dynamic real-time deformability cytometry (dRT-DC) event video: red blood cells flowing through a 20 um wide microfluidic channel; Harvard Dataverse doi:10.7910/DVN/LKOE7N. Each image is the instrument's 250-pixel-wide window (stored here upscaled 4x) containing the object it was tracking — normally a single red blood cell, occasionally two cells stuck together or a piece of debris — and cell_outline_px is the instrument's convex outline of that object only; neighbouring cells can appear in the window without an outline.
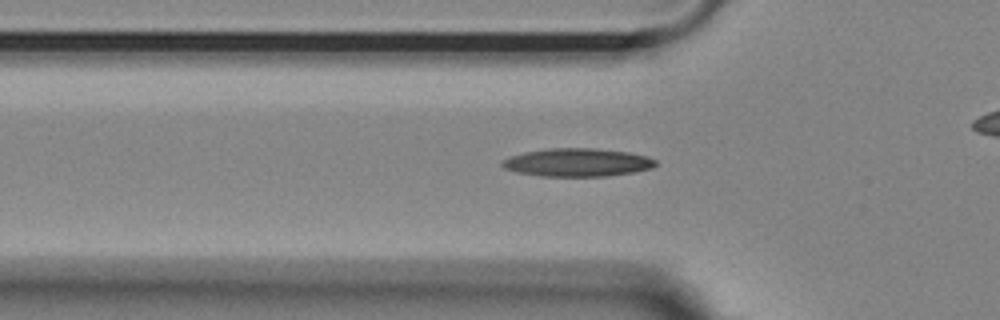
{"species": "Egyptian fruit bat (a non-hibernating species)", "species_latin": "Rousettus aegyptiacus", "temperature_condition": "room temperature", "stored_images_in_passage": 39, "camera_frame_rate_fps": 3000, "um_per_image_px": 0.085, "animal": {"sex": "female"}, "frame": {"image": 1, "passage_image": 12, "time_ms": 3.667, "image_size_px": [1000, 320], "cell_outline_px": [[656, 164], [652, 168], [636, 172], [608, 176], [540, 176], [516, 172], [504, 168], [500, 164], [500, 160], [524, 152], [548, 148], [592, 148], [628, 152], [644, 156], [656, 160]], "centroid_in_image_um": [49.05, 13.81], "position_along_channel_um": 76.8, "area_um2": 25.2}}
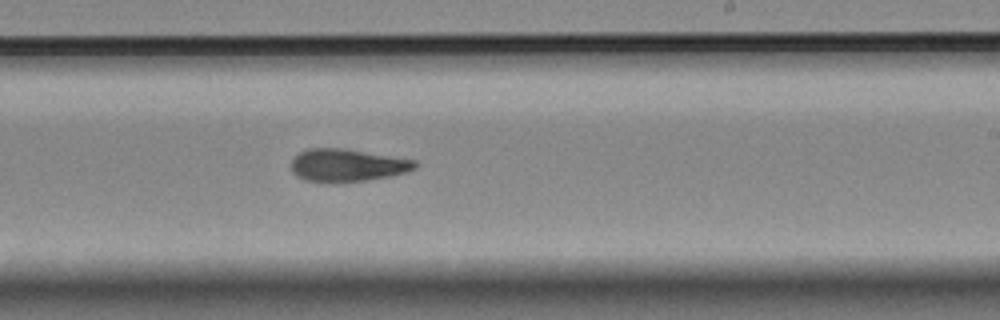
{"frame": {"image": 2, "passage_image": 27, "time_ms": 8.667, "image_size_px": [1000, 320], "cell_outline_px": [[416, 168], [404, 172], [388, 176], [368, 180], [308, 180], [296, 176], [292, 172], [292, 160], [300, 152], [308, 148], [344, 148], [416, 160]], "centroid_in_image_um": [29.52, 14.0], "position_along_channel_um": 259.5, "area_um2": 22.77}}
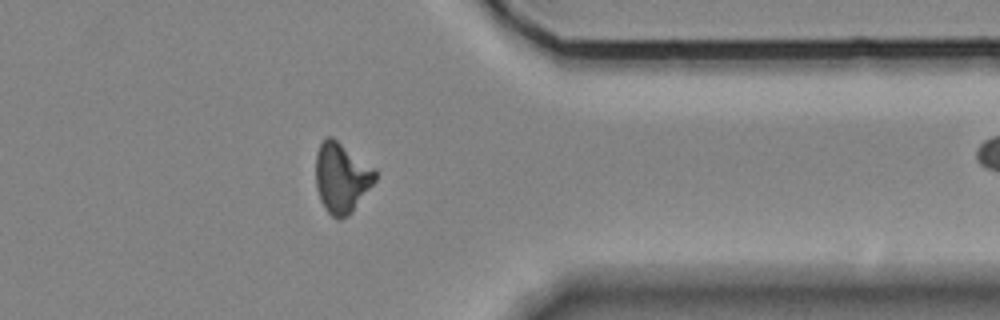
{"frame": {"image": 3, "passage_image": 38, "time_ms": 12.333, "image_size_px": [1000, 320], "cell_outline_px": [[376, 180], [352, 212], [348, 216], [340, 220], [336, 220], [324, 208], [320, 200], [316, 188], [316, 152], [320, 144], [328, 136], [332, 136], [376, 168]], "centroid_in_image_um": [29.04, 15.11], "position_along_channel_um": 382.4, "area_um2": 24.57}}